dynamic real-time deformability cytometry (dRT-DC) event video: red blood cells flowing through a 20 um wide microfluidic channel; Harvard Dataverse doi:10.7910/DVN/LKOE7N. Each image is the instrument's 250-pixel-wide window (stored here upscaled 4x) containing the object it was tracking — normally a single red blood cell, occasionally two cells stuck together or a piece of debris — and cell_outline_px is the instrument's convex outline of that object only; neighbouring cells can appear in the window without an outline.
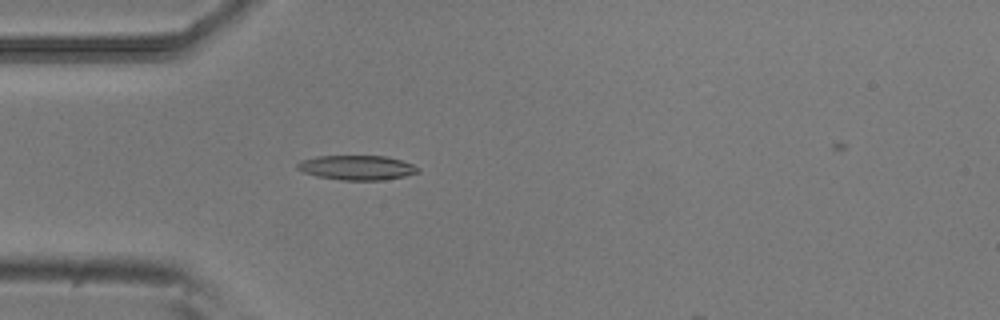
{"species": "common noctule bat (a hibernating species)", "species_latin": "Nyctalus noctula", "temperature_condition": "room temperature", "stored_images_in_passage": 52, "camera_frame_rate_fps": 3000, "um_per_image_px": 0.085, "animal": {"sex": "male", "body_mass_g": 20.5, "forearm_length_mm": 52.5}, "frame": {"image": 1, "passage_image": 15, "time_ms": 4.667, "image_size_px": [1000, 320], "cell_outline_px": [[420, 172], [404, 176], [384, 180], [340, 180], [316, 176], [304, 172], [296, 168], [296, 164], [300, 160], [316, 156], [388, 156], [412, 164], [420, 168]], "centroid_in_image_um": [30.32, 14.25], "position_along_channel_um": 54.7, "area_um2": 17.4}}
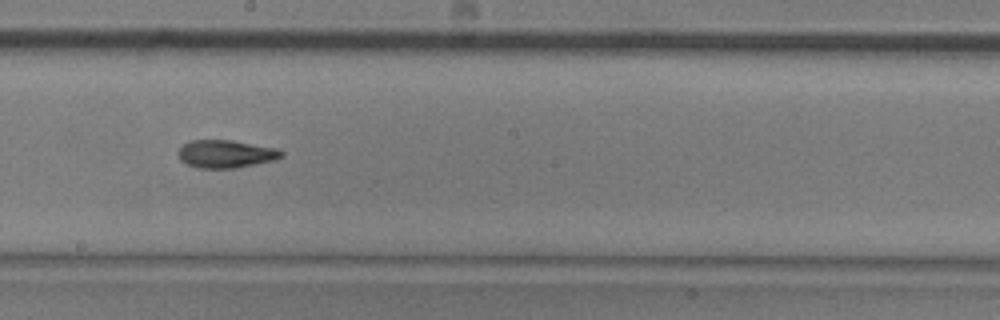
{"frame": {"image": 2, "passage_image": 29, "time_ms": 9.333, "image_size_px": [1000, 320], "cell_outline_px": [[284, 156], [272, 160], [236, 168], [196, 168], [180, 160], [176, 152], [184, 144], [192, 140], [232, 140], [280, 148], [284, 152]], "centroid_in_image_um": [19.21, 13.07], "position_along_channel_um": 229.0, "area_um2": 16.88}}
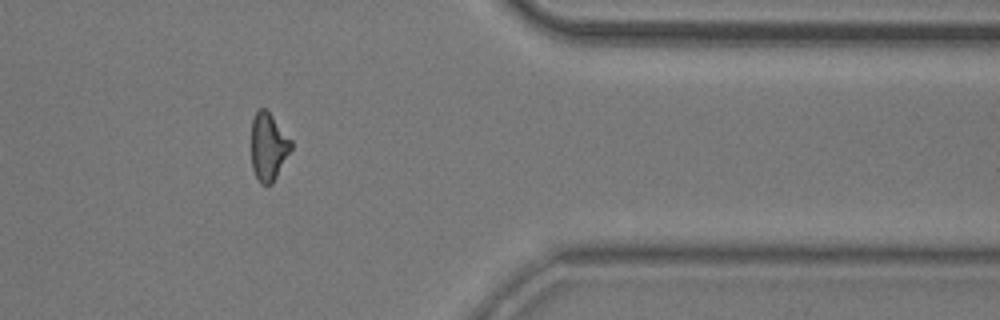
{"frame": {"image": 3, "passage_image": 43, "time_ms": 14.0, "image_size_px": [1000, 320], "cell_outline_px": [[292, 148], [272, 184], [260, 184], [252, 168], [252, 120], [256, 112], [260, 108], [264, 108], [272, 116], [292, 140]], "centroid_in_image_um": [22.81, 12.48], "position_along_channel_um": 388.6, "area_um2": 15.49}, "authors_computed_cell_mechanics": {"area_um2": 16.5597, "velocity_mm_per_s": 3.8321, "shape_relaxation_time_tau1_ms": 5.878, "shape_relaxation_time_tau2_ms": 3.1582, "deformation_change_tau1": 0.1783, "deformation_change_tau2": 0.1091}}